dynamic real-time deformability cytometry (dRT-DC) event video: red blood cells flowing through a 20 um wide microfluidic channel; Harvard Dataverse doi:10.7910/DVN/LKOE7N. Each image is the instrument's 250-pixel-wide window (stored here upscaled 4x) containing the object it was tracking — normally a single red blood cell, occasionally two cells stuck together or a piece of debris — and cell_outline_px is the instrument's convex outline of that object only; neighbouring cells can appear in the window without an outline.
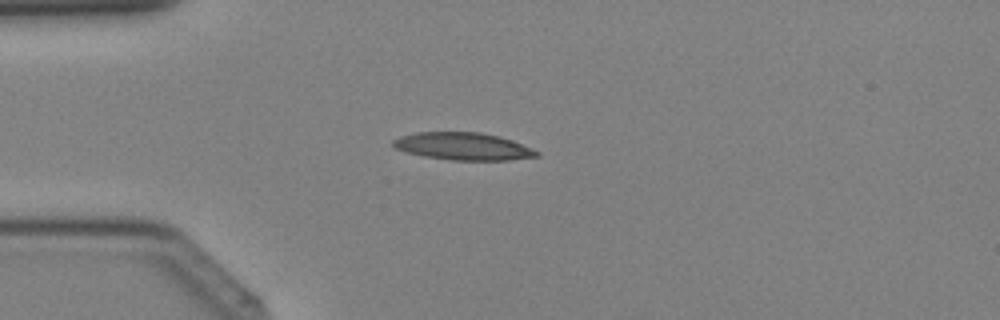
{"species": "Egyptian fruit bat (a non-hibernating species)", "species_latin": "Rousettus aegyptiacus", "temperature_condition": "cold", "stored_images_in_passage": 29, "camera_frame_rate_fps": 3000, "um_per_image_px": 0.085, "animal": {"sex": "female"}, "frame": {"image": 1, "passage_image": 4, "time_ms": 1.0, "image_size_px": [1000, 320], "cell_outline_px": [[540, 156], [508, 160], [452, 160], [424, 156], [404, 152], [396, 148], [392, 144], [392, 140], [400, 136], [416, 132], [480, 132], [500, 136], [512, 140], [532, 148], [540, 152]], "centroid_in_image_um": [39.37, 12.43], "position_along_channel_um": 45.6, "area_um2": 23.06}}
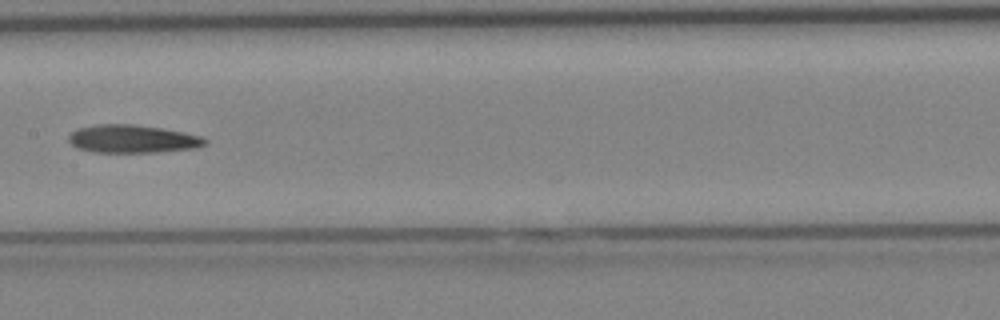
{"frame": {"image": 2, "passage_image": 14, "time_ms": 4.333, "image_size_px": [1000, 320], "cell_outline_px": [[208, 144], [196, 148], [160, 152], [92, 152], [76, 148], [68, 140], [68, 136], [76, 128], [100, 124], [132, 124], [160, 128], [184, 132], [200, 136], [208, 140]], "centroid_in_image_um": [11.26, 11.81], "position_along_channel_um": 196.1, "area_um2": 22.37}}
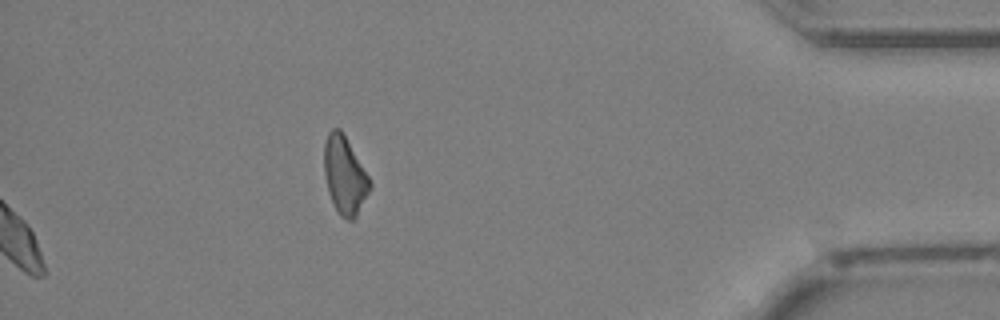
{"frame": {"image": 3, "passage_image": 29, "time_ms": 9.333, "image_size_px": [1000, 320], "cell_outline_px": [[372, 188], [356, 216], [352, 220], [348, 220], [340, 216], [328, 192], [324, 176], [324, 144], [328, 132], [332, 128], [340, 128], [368, 176], [372, 184]], "centroid_in_image_um": [29.29, 14.91], "position_along_channel_um": 405.9, "area_um2": 20.52}}